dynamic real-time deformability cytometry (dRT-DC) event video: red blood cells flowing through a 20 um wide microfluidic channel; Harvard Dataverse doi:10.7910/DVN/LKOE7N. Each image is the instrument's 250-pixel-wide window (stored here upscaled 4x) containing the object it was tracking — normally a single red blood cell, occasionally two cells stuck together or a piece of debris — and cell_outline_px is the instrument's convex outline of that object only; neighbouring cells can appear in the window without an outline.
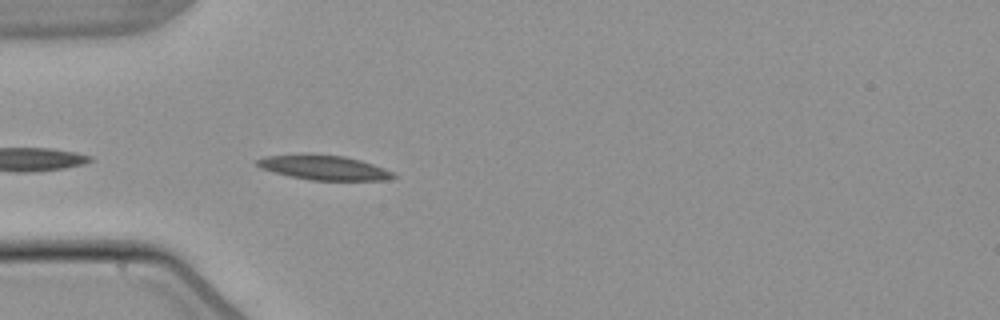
{"species": "common noctule bat (a hibernating species)", "species_latin": "Nyctalus noctula", "temperature_condition": "warm", "stored_images_in_passage": 8, "camera_frame_rate_fps": 3000, "um_per_image_px": 0.085, "animal": {"sex": "male", "body_mass_g": 21.5, "forearm_length_mm": 52.0}, "frame": {"image": 1, "passage_image": 3, "time_ms": 0.667, "image_size_px": [1000, 320], "cell_outline_px": [[396, 176], [388, 180], [312, 180], [288, 176], [260, 168], [256, 164], [256, 160], [264, 156], [344, 156], [360, 160], [384, 168], [392, 172]], "centroid_in_image_um": [27.56, 14.28], "position_along_channel_um": 57.4, "area_um2": 18.73}}